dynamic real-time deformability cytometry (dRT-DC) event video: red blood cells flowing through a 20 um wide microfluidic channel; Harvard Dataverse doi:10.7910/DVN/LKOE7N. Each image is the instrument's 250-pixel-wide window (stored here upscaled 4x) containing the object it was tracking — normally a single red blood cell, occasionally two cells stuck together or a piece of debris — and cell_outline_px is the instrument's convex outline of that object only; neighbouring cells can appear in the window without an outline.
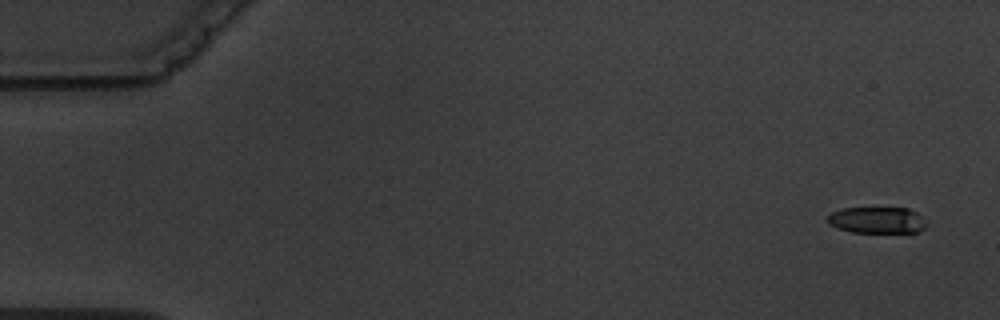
{"species": "common noctule bat (a hibernating species)", "species_latin": "Nyctalus noctula", "temperature_condition": "warm", "stored_images_in_passage": 5, "camera_frame_rate_fps": 3000, "um_per_image_px": 0.085, "animal": {"sex": "male", "body_mass_g": 19.5, "forearm_length_mm": 54.6}, "frame": {"image": 1, "passage_image": 1, "time_ms": 0.0, "image_size_px": [1000, 320], "cell_outline_px": [[928, 224], [920, 232], [852, 232], [836, 228], [828, 224], [828, 216], [832, 212], [840, 208], [908, 208], [916, 212]], "centroid_in_image_um": [74.54, 18.71], "position_along_channel_um": 10.5, "area_um2": 15.26}}
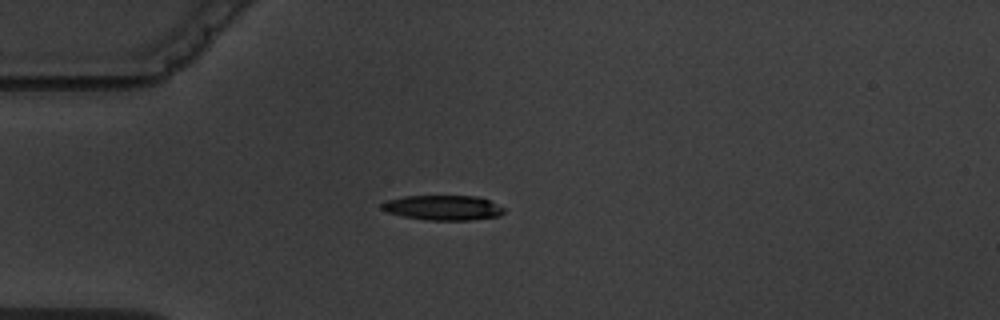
{"frame": {"image": 2, "passage_image": 5, "time_ms": 4.333, "image_size_px": [1000, 320], "cell_outline_px": [[504, 212], [500, 216], [472, 220], [428, 220], [404, 216], [388, 212], [380, 208], [380, 204], [388, 200], [404, 196], [476, 196], [488, 200], [504, 208]], "centroid_in_image_um": [37.66, 17.65], "position_along_channel_um": 47.3, "area_um2": 17.63}}